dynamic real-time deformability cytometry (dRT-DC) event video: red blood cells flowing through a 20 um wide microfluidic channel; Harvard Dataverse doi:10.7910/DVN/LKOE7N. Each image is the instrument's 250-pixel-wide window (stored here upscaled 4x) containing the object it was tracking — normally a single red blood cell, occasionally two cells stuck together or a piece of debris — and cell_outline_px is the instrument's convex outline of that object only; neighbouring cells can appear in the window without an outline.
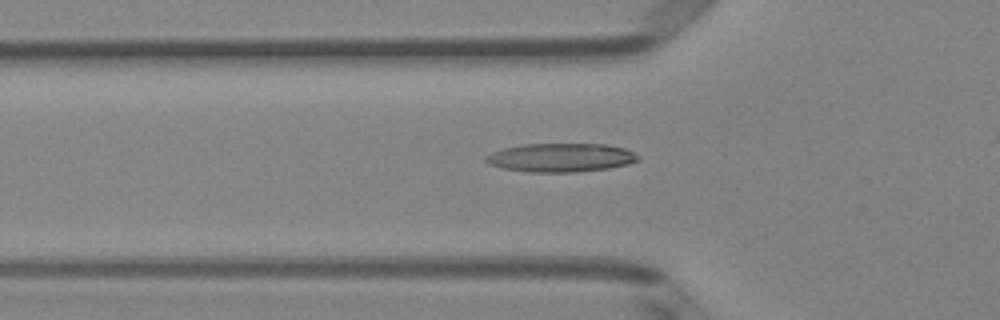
{"species": "Egyptian fruit bat (a non-hibernating species)", "species_latin": "Rousettus aegyptiacus", "temperature_condition": "room temperature", "stored_images_in_passage": 44, "camera_frame_rate_fps": 3000, "um_per_image_px": 0.085, "animal": {"sex": "female"}, "frame": {"image": 1, "passage_image": 17, "time_ms": 5.333, "image_size_px": [1000, 320], "cell_outline_px": [[640, 160], [628, 164], [608, 168], [576, 172], [528, 172], [504, 168], [488, 164], [484, 160], [484, 156], [492, 152], [504, 148], [524, 144], [604, 144], [624, 148], [640, 156]], "centroid_in_image_um": [47.66, 13.39], "position_along_channel_um": 78.1, "area_um2": 25.43}}
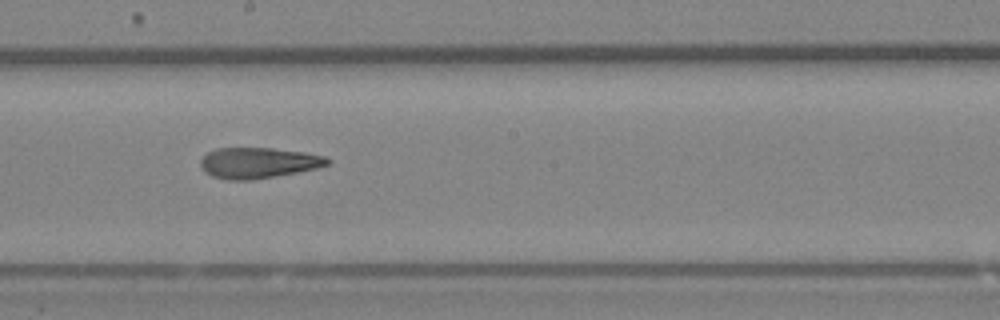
{"frame": {"image": 2, "passage_image": 28, "time_ms": 9.0, "image_size_px": [1000, 320], "cell_outline_px": [[332, 160], [328, 164], [316, 168], [296, 172], [252, 180], [228, 180], [212, 176], [204, 172], [200, 168], [200, 160], [208, 152], [216, 148], [272, 148], [304, 152], [324, 156]], "centroid_in_image_um": [21.92, 13.84], "position_along_channel_um": 226.3, "area_um2": 22.72}}
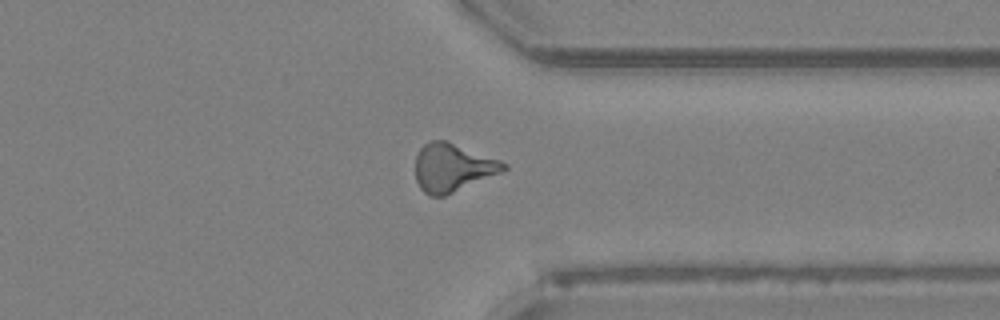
{"frame": {"image": 3, "passage_image": 39, "time_ms": 12.667, "image_size_px": [1000, 320], "cell_outline_px": [[508, 168], [504, 172], [444, 196], [428, 196], [420, 188], [416, 180], [416, 156], [420, 148], [424, 144], [432, 140], [448, 140], [500, 160], [508, 164]], "centroid_in_image_um": [38.5, 14.24], "position_along_channel_um": 372.9, "area_um2": 25.03}}